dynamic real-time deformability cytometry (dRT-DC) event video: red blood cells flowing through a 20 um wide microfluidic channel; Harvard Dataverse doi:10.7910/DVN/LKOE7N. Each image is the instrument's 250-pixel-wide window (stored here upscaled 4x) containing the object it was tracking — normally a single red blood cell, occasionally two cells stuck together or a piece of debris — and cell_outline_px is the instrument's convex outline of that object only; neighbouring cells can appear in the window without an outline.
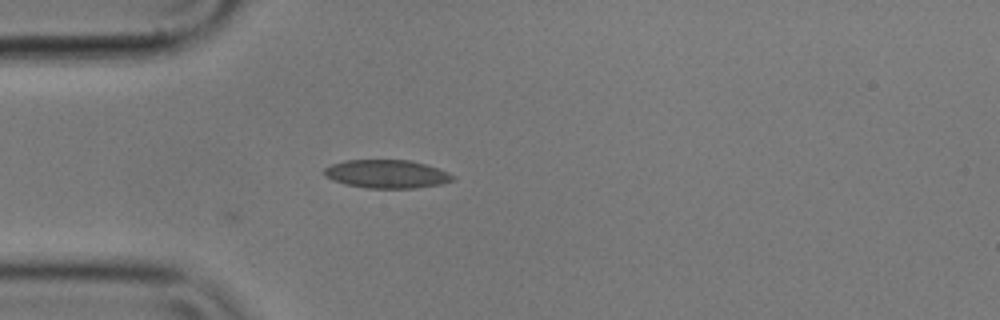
{"species": "common noctule bat (a hibernating species)", "species_latin": "Nyctalus noctula", "temperature_condition": "cold", "stored_images_in_passage": 2, "camera_frame_rate_fps": 3000, "um_per_image_px": 0.085, "animal": {"sex": "male", "body_mass_g": 17.9}, "frame": {"image": 1, "passage_image": 2, "time_ms": 0.333, "image_size_px": [1000, 320], "cell_outline_px": [[456, 180], [440, 184], [416, 188], [368, 188], [348, 184], [332, 180], [324, 176], [324, 168], [332, 164], [344, 160], [412, 160], [448, 172], [456, 176]], "centroid_in_image_um": [32.89, 14.79], "position_along_channel_um": 52.1, "area_um2": 21.21}}